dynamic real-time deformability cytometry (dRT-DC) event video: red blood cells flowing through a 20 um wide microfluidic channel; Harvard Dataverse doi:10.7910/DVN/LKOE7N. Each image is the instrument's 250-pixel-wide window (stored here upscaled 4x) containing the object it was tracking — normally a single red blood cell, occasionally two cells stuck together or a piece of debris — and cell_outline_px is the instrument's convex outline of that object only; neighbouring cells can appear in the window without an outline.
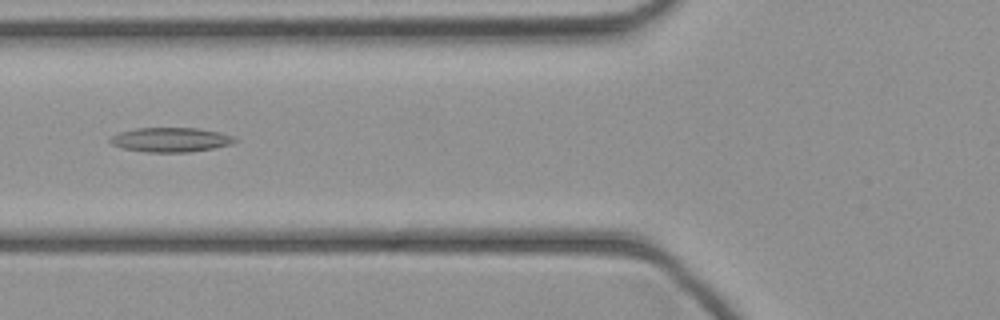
{"species": "common noctule bat (a hibernating species)", "species_latin": "Nyctalus noctula", "temperature_condition": "cold", "stored_images_in_passage": 31, "camera_frame_rate_fps": 3000, "um_per_image_px": 0.085, "animal": {"sex": "female", "body_mass_g": 21.9}, "frame": {"image": 1, "passage_image": 10, "time_ms": 3.0, "image_size_px": [1000, 320], "cell_outline_px": [[240, 140], [232, 144], [192, 152], [144, 152], [124, 148], [112, 144], [108, 140], [112, 136], [120, 132], [136, 128], [196, 128], [220, 132], [236, 136]], "centroid_in_image_um": [14.57, 11.88], "position_along_channel_um": 111.2, "area_um2": 17.86}}
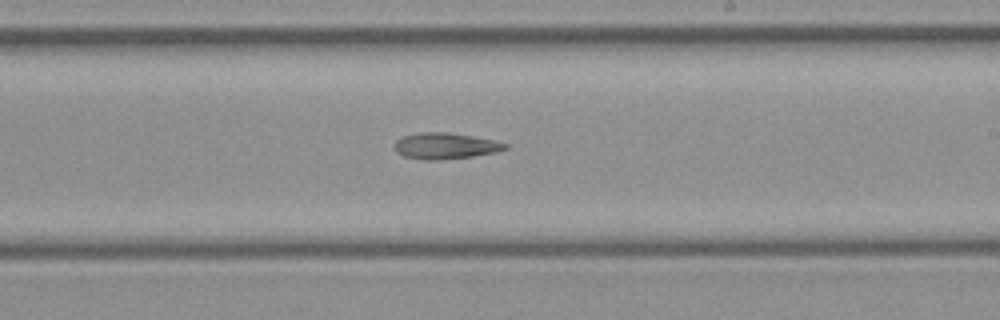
{"frame": {"image": 2, "passage_image": 19, "time_ms": 6.0, "image_size_px": [1000, 320], "cell_outline_px": [[508, 148], [496, 152], [472, 156], [440, 160], [424, 160], [404, 156], [396, 152], [392, 144], [396, 140], [404, 136], [420, 132], [448, 132], [472, 136], [492, 140], [508, 144]], "centroid_in_image_um": [37.81, 12.4], "position_along_channel_um": 251.2, "area_um2": 16.88}}
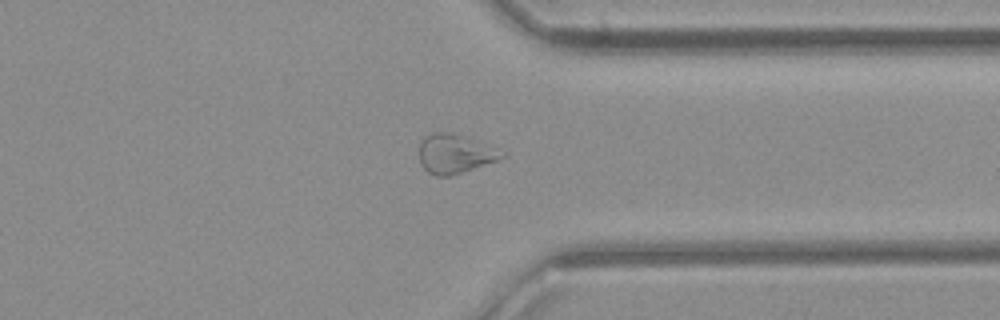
{"frame": {"image": 3, "passage_image": 27, "time_ms": 8.667, "image_size_px": [1000, 320], "cell_outline_px": [[508, 156], [452, 176], [436, 176], [428, 172], [420, 164], [420, 140], [424, 136], [432, 132], [448, 132], [464, 136], [508, 152]], "centroid_in_image_um": [38.68, 13.07], "position_along_channel_um": 372.7, "area_um2": 19.02}}